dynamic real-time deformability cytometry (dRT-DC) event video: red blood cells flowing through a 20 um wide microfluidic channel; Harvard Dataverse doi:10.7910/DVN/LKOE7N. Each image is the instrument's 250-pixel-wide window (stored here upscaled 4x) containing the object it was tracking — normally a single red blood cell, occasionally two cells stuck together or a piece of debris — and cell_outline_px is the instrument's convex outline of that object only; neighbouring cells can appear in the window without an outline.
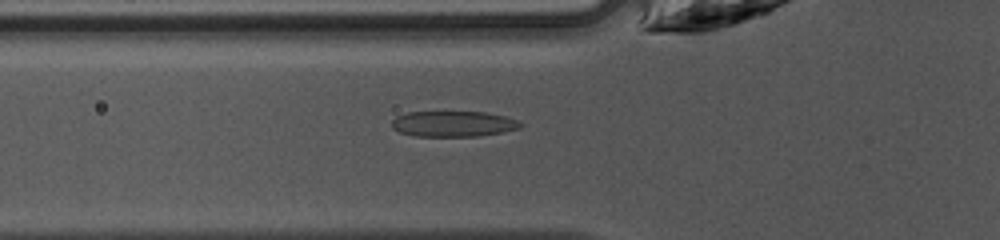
{"species": "common noctule bat (a hibernating species)", "species_latin": "Nyctalus noctula", "temperature_condition": "warm", "stored_images_in_passage": 30, "camera_frame_rate_fps": 3000, "um_per_image_px": 0.085, "animal": {"sex": "female", "body_mass_g": 10.0, "forearm_length_mm": 53.1}, "frame": {"image": 1, "passage_image": 4, "time_ms": 1.0, "image_size_px": [1000, 240], "cell_outline_px": [[524, 124], [520, 128], [500, 132], [476, 136], [412, 136], [400, 132], [392, 128], [392, 120], [396, 116], [408, 112], [484, 112], [504, 116], [516, 120]], "centroid_in_image_um": [38.49, 10.53], "position_along_channel_um": 87.3, "area_um2": 19.13}}
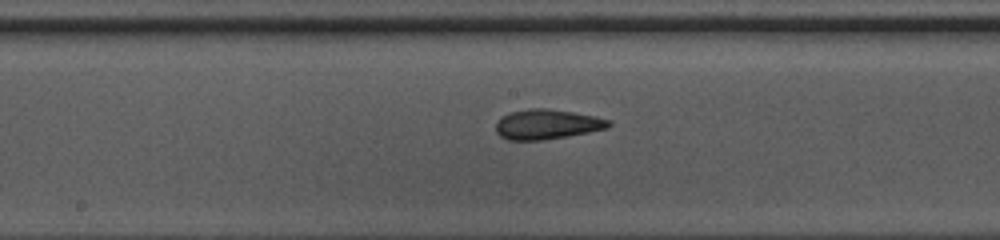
{"frame": {"image": 2, "passage_image": 12, "time_ms": 3.667, "image_size_px": [1000, 240], "cell_outline_px": [[612, 124], [608, 128], [568, 136], [540, 140], [508, 140], [500, 136], [496, 132], [496, 124], [500, 116], [512, 112], [528, 108], [544, 108], [572, 112], [596, 116], [612, 120]], "centroid_in_image_um": [46.5, 10.56], "position_along_channel_um": 201.7, "area_um2": 19.71}}
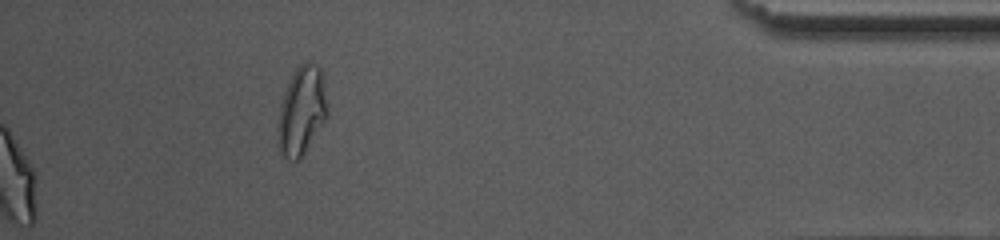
{"frame": {"image": 3, "passage_image": 30, "time_ms": 9.667, "image_size_px": [1000, 240], "cell_outline_px": [[328, 116], [304, 152], [296, 160], [292, 160], [284, 156], [280, 152], [276, 144], [276, 128], [280, 104], [284, 92], [296, 68], [300, 64], [308, 60], [316, 64], [320, 68], [328, 108]], "centroid_in_image_um": [25.61, 9.42], "position_along_channel_um": 409.6, "area_um2": 25.55}, "authors_computed_cell_mechanics": {"area_um2": 19.1607, "velocity_mm_per_s": 4.2427, "shape_relaxation_time_tau1_ms": 4.2216, "shape_relaxation_time_tau2_ms": 1.4943, "deformation_change_tau1": 0.1484, "deformation_change_tau2": 0.0923}}